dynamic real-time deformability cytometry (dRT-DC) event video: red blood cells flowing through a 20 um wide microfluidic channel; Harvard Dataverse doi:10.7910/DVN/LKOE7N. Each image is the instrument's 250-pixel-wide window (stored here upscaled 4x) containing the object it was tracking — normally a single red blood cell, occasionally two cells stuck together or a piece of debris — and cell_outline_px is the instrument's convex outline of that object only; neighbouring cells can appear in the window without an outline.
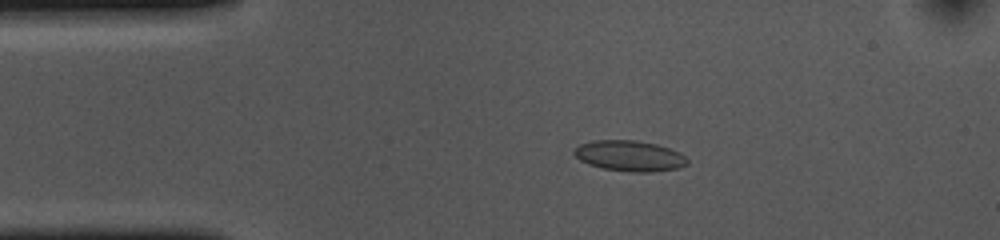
{"species": "common noctule bat (a hibernating species)", "species_latin": "Nyctalus noctula", "temperature_condition": "cold", "stored_images_in_passage": 54, "camera_frame_rate_fps": 3000, "um_per_image_px": 0.085, "animal": {"sex": "female", "body_mass_g": 10.0, "forearm_length_mm": 53.1}, "frame": {"image": 1, "passage_image": 10, "time_ms": 3.0, "image_size_px": [1000, 240], "cell_outline_px": [[688, 164], [676, 168], [652, 172], [628, 172], [604, 168], [588, 164], [580, 160], [572, 152], [580, 144], [592, 140], [636, 140], [656, 144], [680, 152], [688, 160]], "centroid_in_image_um": [53.5, 13.24], "position_along_channel_um": 31.5, "area_um2": 20.17}}
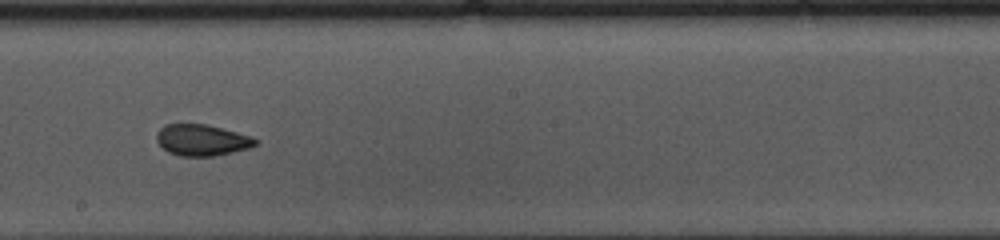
{"frame": {"image": 2, "passage_image": 29, "time_ms": 9.333, "image_size_px": [1000, 240], "cell_outline_px": [[260, 144], [248, 148], [232, 152], [212, 156], [180, 156], [168, 152], [156, 140], [156, 132], [164, 124], [208, 124], [252, 136], [260, 140]], "centroid_in_image_um": [17.19, 11.9], "position_along_channel_um": 231.0, "area_um2": 18.21}}
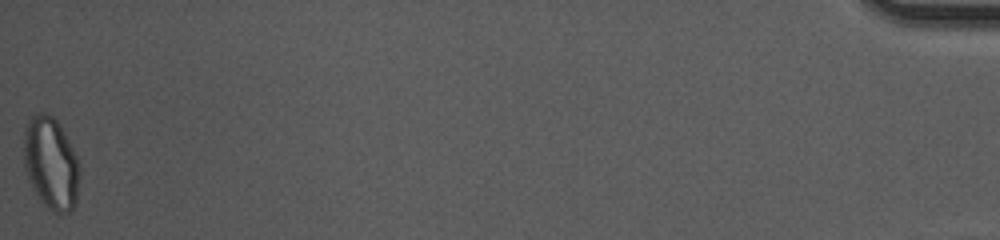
{"frame": {"image": 3, "passage_image": 54, "time_ms": 17.667, "image_size_px": [1000, 240], "cell_outline_px": [[80, 172], [76, 200], [72, 208], [68, 212], [56, 212], [48, 208], [36, 196], [32, 188], [24, 168], [24, 128], [28, 120], [36, 112], [44, 112], [52, 116], [56, 120], [64, 132], [76, 156], [80, 168]], "centroid_in_image_um": [4.31, 13.86], "position_along_channel_um": 430.9, "area_um2": 30.0}, "authors_computed_cell_mechanics": {"area_um2": 19.1896, "velocity_mm_per_s": 3.6593, "shape_relaxation_time_tau1_ms": 7.1172, "shape_relaxation_time_tau2_ms": 2.6069, "deformation_change_tau1": 0.1201, "deformation_change_tau2": 0.0478}}